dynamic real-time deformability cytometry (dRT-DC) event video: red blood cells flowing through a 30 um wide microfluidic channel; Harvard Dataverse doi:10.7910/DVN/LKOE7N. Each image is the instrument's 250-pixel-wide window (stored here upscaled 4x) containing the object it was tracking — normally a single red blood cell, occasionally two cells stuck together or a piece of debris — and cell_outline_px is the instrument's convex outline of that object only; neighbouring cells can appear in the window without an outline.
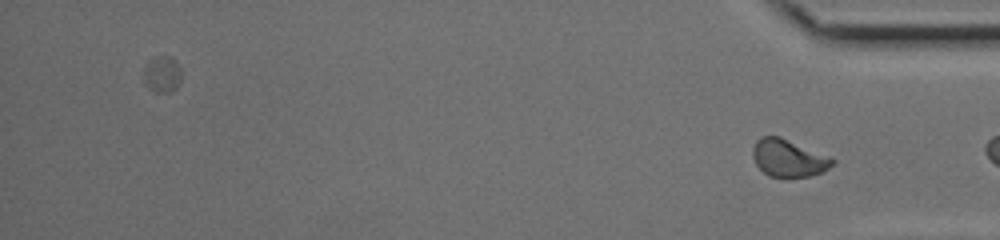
{"species": "common noctule bat (a hibernating species)", "species_latin": "Nyctalus noctula", "temperature_condition": "cold", "stored_images_in_passage": 36, "camera_frame_rate_fps": 3000, "um_per_image_px": 0.085, "animal": {"sex": "female", "body_mass_g": 17.0, "forearm_length_mm": 48.0}, "frame": {"image": 1, "passage_image": 36, "time_ms": 11.667, "image_size_px": [1000, 240], "cell_outline_px": [[836, 160], [828, 168], [812, 176], [768, 176], [756, 164], [752, 156], [752, 148], [756, 140], [760, 136], [780, 136], [832, 156]], "centroid_in_image_um": [67.03, 13.4], "position_along_channel_um": 368.2, "area_um2": 17.46}}